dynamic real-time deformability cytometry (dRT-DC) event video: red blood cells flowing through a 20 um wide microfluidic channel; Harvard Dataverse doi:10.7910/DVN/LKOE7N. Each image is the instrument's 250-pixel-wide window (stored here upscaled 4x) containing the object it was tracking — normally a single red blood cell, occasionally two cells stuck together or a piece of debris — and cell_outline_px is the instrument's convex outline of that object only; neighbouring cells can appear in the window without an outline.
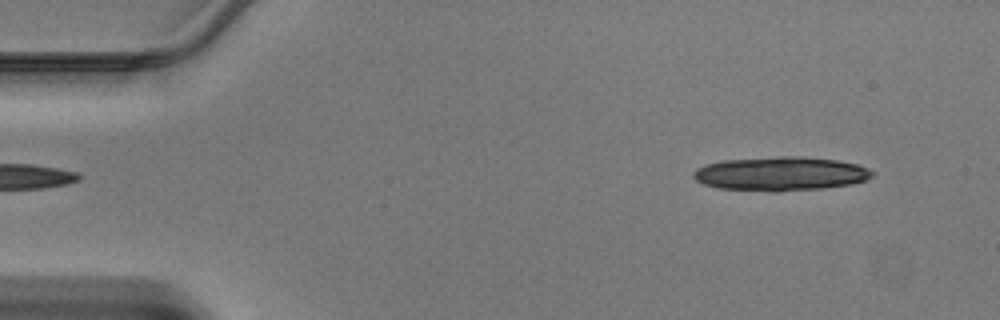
{"species": "Egyptian fruit bat (a non-hibernating species)", "species_latin": "Rousettus aegyptiacus", "temperature_condition": "warm", "stored_images_in_passage": 12, "camera_frame_rate_fps": 3000, "um_per_image_px": 0.085, "animal": {"sex": "male"}, "frame": {"image": 1, "passage_image": 1, "time_ms": 0.0, "image_size_px": [1000, 320], "cell_outline_px": [[876, 172], [872, 176], [864, 180], [852, 184], [820, 188], [780, 192], [772, 192], [716, 188], [704, 184], [696, 180], [692, 176], [692, 172], [696, 168], [704, 164], [724, 160], [780, 156], [800, 156], [836, 160], [856, 164], [868, 168]], "centroid_in_image_um": [66.31, 14.77], "position_along_channel_um": 18.7, "area_um2": 35.66}}